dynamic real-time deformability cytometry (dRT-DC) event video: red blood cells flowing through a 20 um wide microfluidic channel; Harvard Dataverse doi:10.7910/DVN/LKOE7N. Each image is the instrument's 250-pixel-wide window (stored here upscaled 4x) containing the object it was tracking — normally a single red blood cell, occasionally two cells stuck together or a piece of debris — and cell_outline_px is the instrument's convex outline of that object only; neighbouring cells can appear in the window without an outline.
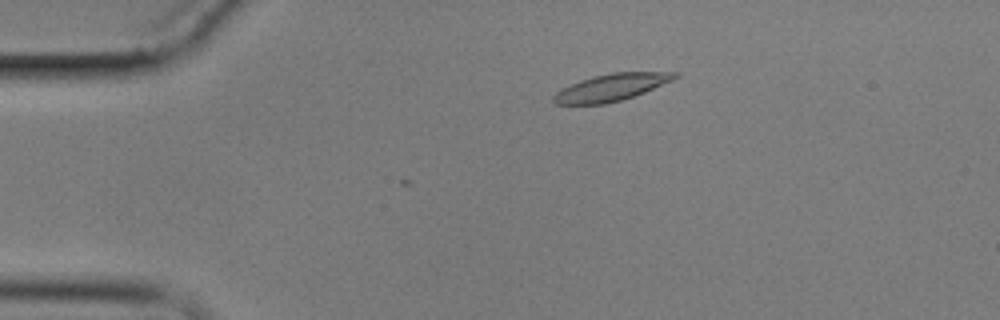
{"species": "common noctule bat (a hibernating species)", "species_latin": "Nyctalus noctula", "temperature_condition": "cold", "stored_images_in_passage": 4, "camera_frame_rate_fps": 3000, "um_per_image_px": 0.085, "animal": {"sex": "male", "body_mass_g": 17.9}, "frame": {"image": 1, "passage_image": 1, "time_ms": 0.0, "image_size_px": [1000, 320], "cell_outline_px": [[680, 76], [672, 80], [644, 92], [620, 100], [604, 104], [556, 104], [552, 100], [552, 96], [560, 88], [580, 80], [592, 76], [612, 72], [680, 72]], "centroid_in_image_um": [51.92, 7.42], "position_along_channel_um": 33.1, "area_um2": 19.07}}
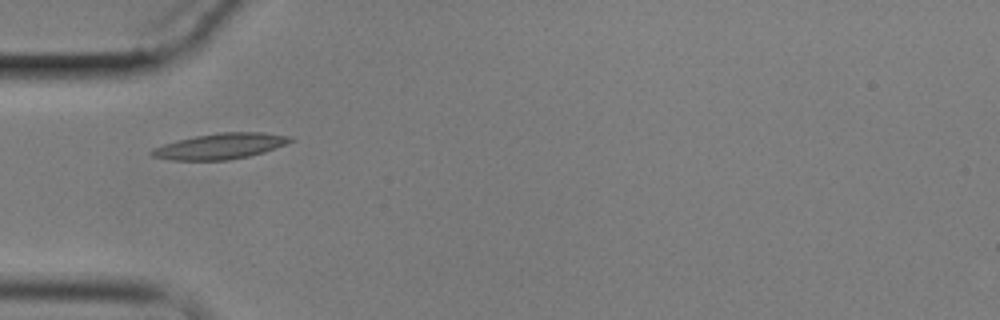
{"frame": {"image": 2, "passage_image": 3, "time_ms": 2.333, "image_size_px": [1000, 320], "cell_outline_px": [[296, 140], [264, 152], [248, 156], [228, 160], [172, 160], [152, 156], [148, 152], [152, 148], [176, 140], [196, 136], [220, 132], [260, 132], [292, 136]], "centroid_in_image_um": [18.73, 12.42], "position_along_channel_um": 66.3, "area_um2": 20.81}}
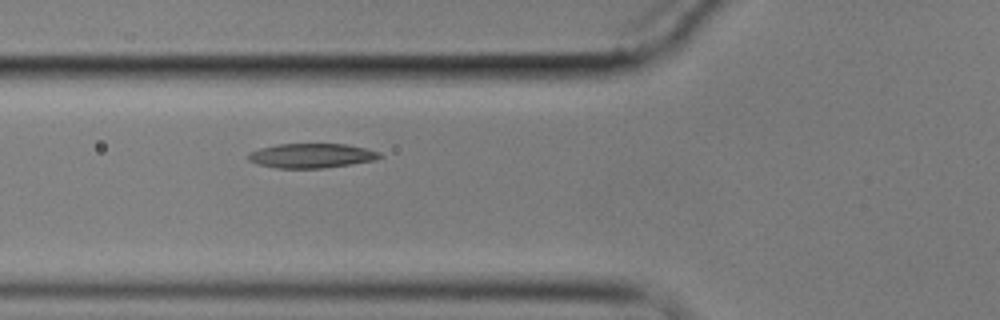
{"frame": {"image": 3, "passage_image": 4, "time_ms": 3.333, "image_size_px": [1000, 320], "cell_outline_px": [[384, 156], [376, 160], [352, 164], [324, 168], [276, 168], [256, 164], [248, 160], [248, 152], [260, 148], [276, 144], [344, 144], [364, 148], [380, 152]], "centroid_in_image_um": [26.47, 13.24], "position_along_channel_um": 99.3, "area_um2": 18.9}}